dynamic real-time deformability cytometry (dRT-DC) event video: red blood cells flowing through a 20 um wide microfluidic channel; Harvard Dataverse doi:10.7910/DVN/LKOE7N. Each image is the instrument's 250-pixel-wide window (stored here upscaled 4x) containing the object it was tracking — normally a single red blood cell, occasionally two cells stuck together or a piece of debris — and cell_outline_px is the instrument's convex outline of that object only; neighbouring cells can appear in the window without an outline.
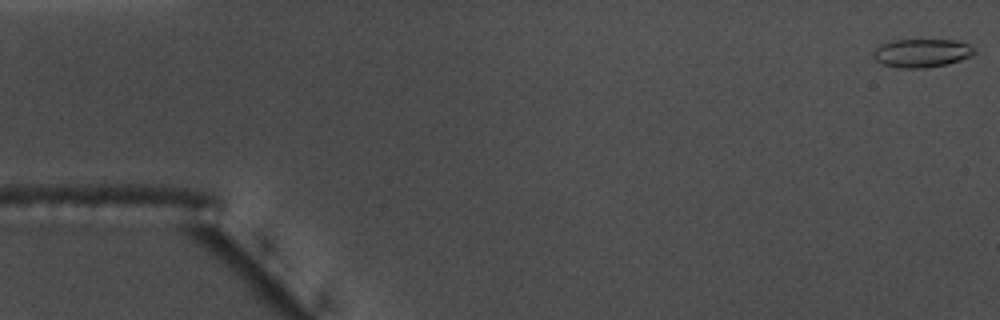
{"species": "common noctule bat (a hibernating species)", "species_latin": "Nyctalus noctula", "temperature_condition": "warm", "stored_images_in_passage": 12, "camera_frame_rate_fps": 3000, "um_per_image_px": 0.085, "animal": {"sex": "male", "body_mass_g": 17.5, "forearm_length_mm": 52.3}, "frame": {"image": 1, "passage_image": 1, "time_ms": 0.0, "image_size_px": [1000, 320], "cell_outline_px": [[976, 52], [972, 56], [948, 64], [924, 68], [900, 68], [884, 64], [876, 60], [872, 56], [872, 52], [880, 44], [892, 40], [956, 40], [968, 44], [976, 48]], "centroid_in_image_um": [78.36, 4.5], "position_along_channel_um": 6.6, "area_um2": 16.88}}